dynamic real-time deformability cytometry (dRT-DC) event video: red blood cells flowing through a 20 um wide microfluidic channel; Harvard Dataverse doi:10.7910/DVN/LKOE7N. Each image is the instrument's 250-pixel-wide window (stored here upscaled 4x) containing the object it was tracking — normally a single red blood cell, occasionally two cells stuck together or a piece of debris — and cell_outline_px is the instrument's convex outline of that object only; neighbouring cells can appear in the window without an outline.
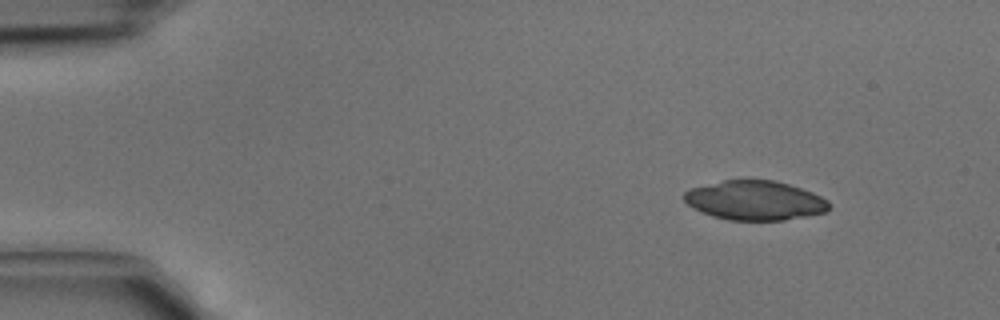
{"species": "common noctule bat (a hibernating species)", "species_latin": "Nyctalus noctula", "temperature_condition": "cold", "stored_images_in_passage": 3, "camera_frame_rate_fps": 3000, "um_per_image_px": 0.085, "animal": {"sex": "male", "body_mass_g": 15.6}, "frame": {"image": 1, "passage_image": 1, "time_ms": 0.0, "image_size_px": [1000, 320], "cell_outline_px": [[828, 212], [808, 216], [784, 220], [728, 220], [712, 216], [692, 208], [684, 200], [684, 192], [692, 188], [724, 180], [776, 180], [812, 192], [828, 200]], "centroid_in_image_um": [64.18, 17.04], "position_along_channel_um": 20.8, "area_um2": 33.18}}